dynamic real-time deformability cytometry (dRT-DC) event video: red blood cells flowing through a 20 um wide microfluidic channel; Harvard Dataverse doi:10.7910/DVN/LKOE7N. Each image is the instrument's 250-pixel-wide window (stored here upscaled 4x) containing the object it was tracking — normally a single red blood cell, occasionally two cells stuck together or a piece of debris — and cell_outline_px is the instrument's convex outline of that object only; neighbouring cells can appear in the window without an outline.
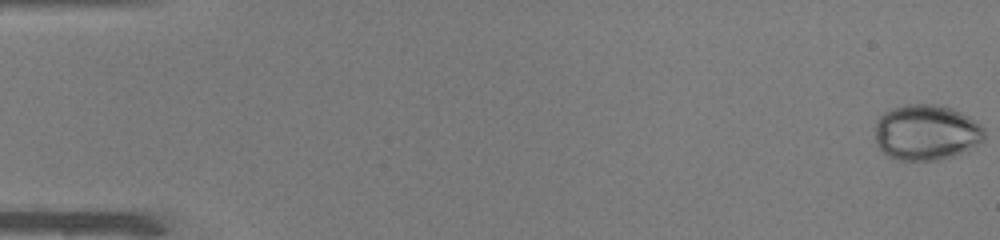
{"species": "common noctule bat (a hibernating species)", "species_latin": "Nyctalus noctula", "temperature_condition": "warm", "stored_images_in_passage": 50, "camera_frame_rate_fps": 3000, "um_per_image_px": 0.085, "animal": {"sex": "male", "body_mass_g": 19.0, "forearm_length_mm": 50.8}, "frame": {"image": 1, "passage_image": 1, "time_ms": 0.0, "image_size_px": [1000, 240], "cell_outline_px": [[984, 140], [980, 144], [968, 152], [956, 156], [940, 160], [900, 160], [888, 156], [876, 144], [876, 124], [880, 116], [884, 112], [892, 108], [904, 104], [936, 104], [952, 108], [968, 116], [980, 124], [984, 128]], "centroid_in_image_um": [78.78, 11.27], "position_along_channel_um": 6.2, "area_um2": 35.89}}
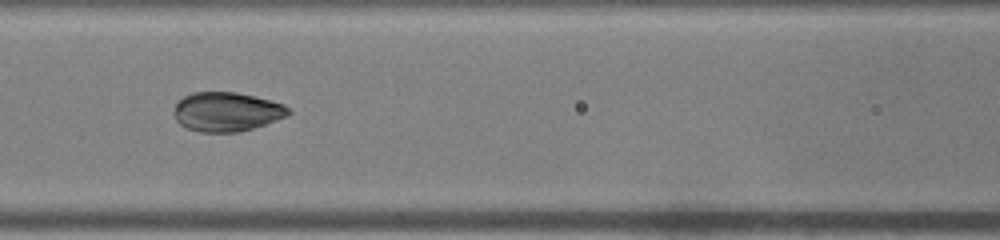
{"frame": {"image": 2, "passage_image": 23, "time_ms": 7.333, "image_size_px": [1000, 240], "cell_outline_px": [[292, 112], [288, 116], [240, 132], [200, 132], [188, 128], [180, 124], [176, 120], [172, 112], [176, 104], [184, 96], [192, 92], [236, 92], [256, 96], [284, 104]], "centroid_in_image_um": [19.26, 9.49], "position_along_channel_um": 147.3, "area_um2": 26.24}}
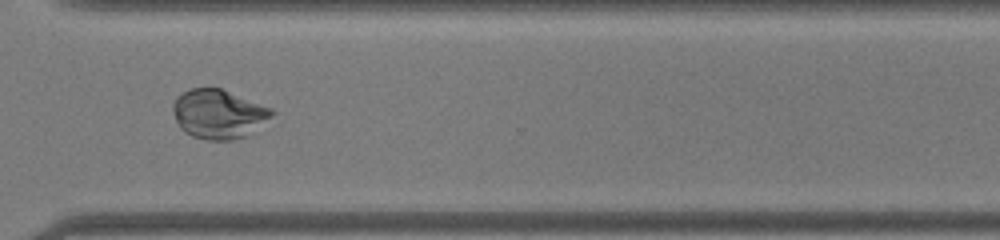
{"frame": {"image": 3, "passage_image": 38, "time_ms": 12.333, "image_size_px": [1000, 240], "cell_outline_px": [[276, 112], [272, 116], [244, 136], [236, 140], [208, 140], [192, 136], [184, 132], [180, 128], [176, 120], [172, 108], [172, 104], [176, 96], [192, 88], [220, 88], [272, 108]], "centroid_in_image_um": [18.54, 9.69], "position_along_channel_um": 352.1, "area_um2": 28.09}}